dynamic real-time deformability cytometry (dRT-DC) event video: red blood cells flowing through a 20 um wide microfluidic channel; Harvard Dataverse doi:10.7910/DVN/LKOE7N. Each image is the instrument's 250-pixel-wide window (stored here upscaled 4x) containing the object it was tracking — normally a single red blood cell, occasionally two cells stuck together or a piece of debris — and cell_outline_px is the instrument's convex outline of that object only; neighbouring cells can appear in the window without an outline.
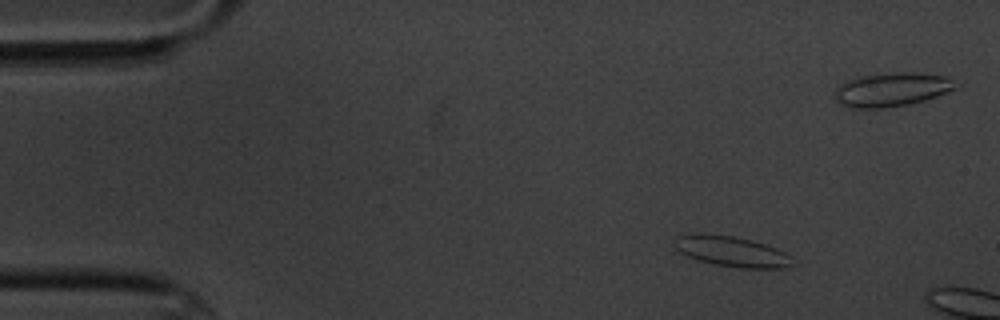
{"species": "common noctule bat (a hibernating species)", "species_latin": "Nyctalus noctula", "temperature_condition": "cold", "stored_images_in_passage": 3, "camera_frame_rate_fps": 3000, "um_per_image_px": 0.085, "animal": {"sex": "male", "body_mass_g": 20.1, "forearm_length_mm": 53.5}, "frame": {"image": 1, "passage_image": 1, "time_ms": 0.0, "image_size_px": [1000, 320], "cell_outline_px": [[792, 264], [784, 268], [740, 268], [716, 264], [696, 260], [680, 252], [676, 248], [676, 236], [732, 236], [752, 240], [776, 248], [792, 256]], "centroid_in_image_um": [62.28, 21.42], "position_along_channel_um": 22.7, "area_um2": 20.06}}